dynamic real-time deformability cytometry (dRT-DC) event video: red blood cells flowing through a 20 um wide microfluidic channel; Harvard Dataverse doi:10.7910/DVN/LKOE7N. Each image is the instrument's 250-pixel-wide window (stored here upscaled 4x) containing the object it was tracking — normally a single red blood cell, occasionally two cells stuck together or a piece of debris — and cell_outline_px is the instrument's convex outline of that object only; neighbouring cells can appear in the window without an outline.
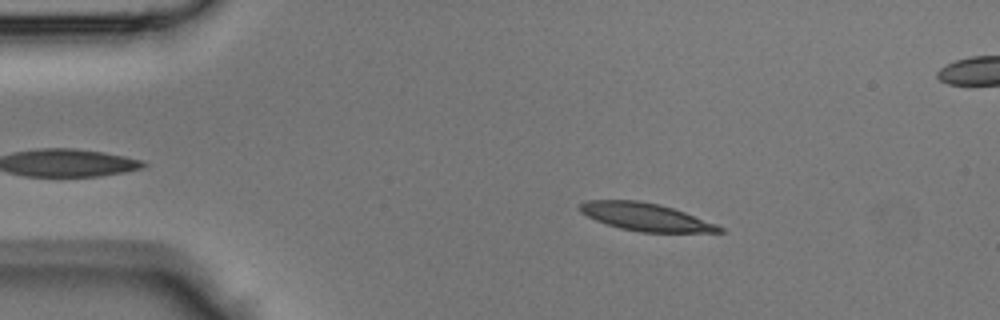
{"species": "Egyptian fruit bat (a non-hibernating species)", "species_latin": "Rousettus aegyptiacus", "temperature_condition": "room temperature", "stored_images_in_passage": 37, "camera_frame_rate_fps": 3000, "um_per_image_px": 0.085, "animal": {"sex": "male"}, "frame": {"image": 1, "passage_image": 7, "time_ms": 2.0, "image_size_px": [1000, 320], "cell_outline_px": [[724, 232], [640, 232], [620, 228], [596, 220], [580, 212], [580, 204], [584, 200], [640, 200], [660, 204], [684, 212], [716, 224], [724, 228]], "centroid_in_image_um": [54.87, 18.43], "position_along_channel_um": 30.1, "area_um2": 22.37}}
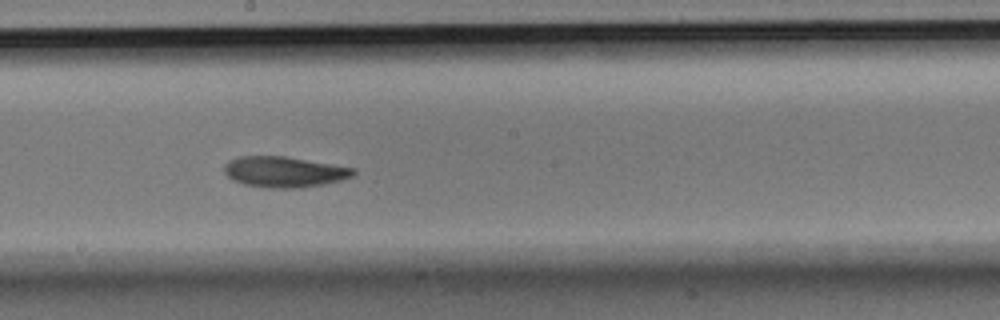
{"frame": {"image": 2, "passage_image": 23, "time_ms": 7.333, "image_size_px": [1000, 320], "cell_outline_px": [[356, 172], [352, 176], [340, 180], [324, 184], [300, 188], [268, 188], [244, 184], [232, 180], [224, 172], [224, 164], [228, 160], [240, 156], [284, 156], [356, 168]], "centroid_in_image_um": [24.14, 14.61], "position_along_channel_um": 224.1, "area_um2": 23.18}}
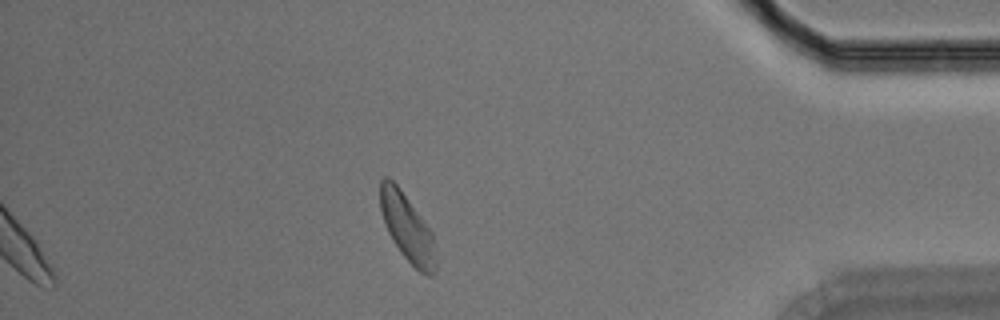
{"frame": {"image": 3, "passage_image": 37, "time_ms": 12.0, "image_size_px": [1000, 320], "cell_outline_px": [[436, 272], [432, 276], [428, 276], [420, 272], [400, 252], [392, 240], [388, 232], [380, 208], [380, 180], [384, 176], [388, 176], [400, 188], [432, 232], [436, 260]], "centroid_in_image_um": [34.61, 19.36], "position_along_channel_um": 400.6, "area_um2": 21.68}}